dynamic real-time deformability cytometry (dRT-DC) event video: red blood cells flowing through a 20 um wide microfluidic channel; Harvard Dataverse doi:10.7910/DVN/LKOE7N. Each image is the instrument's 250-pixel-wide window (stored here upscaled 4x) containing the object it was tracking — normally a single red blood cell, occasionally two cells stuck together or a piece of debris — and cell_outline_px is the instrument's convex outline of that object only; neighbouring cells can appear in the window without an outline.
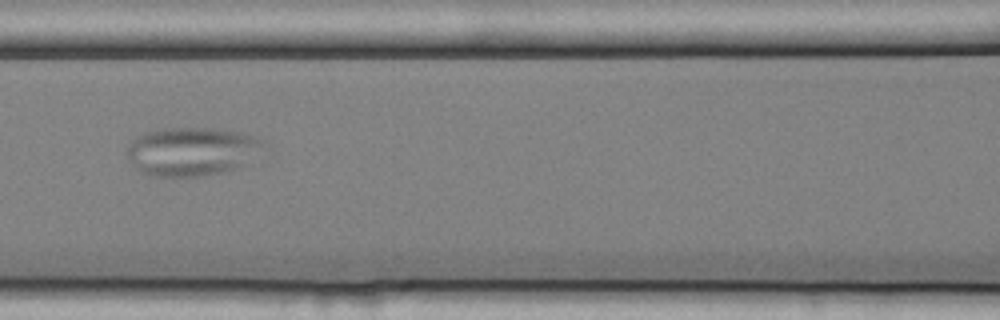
{"species": "common noctule bat (a hibernating species)", "species_latin": "Nyctalus noctula", "temperature_condition": "cold", "stored_images_in_passage": 40, "camera_frame_rate_fps": 3000, "um_per_image_px": 0.085, "animal": {"sex": "female", "body_mass_g": 25.1}, "frame": {"image": 1, "passage_image": 9, "time_ms": 2.667, "image_size_px": [1000, 320], "cell_outline_px": [[264, 144], [244, 164], [224, 172], [204, 176], [152, 176], [140, 172], [136, 168], [128, 156], [128, 148], [132, 140], [136, 136], [144, 132], [164, 128], [212, 128], [244, 132], [264, 140]], "centroid_in_image_um": [16.27, 12.85], "position_along_channel_um": 150.3, "area_um2": 38.38}}
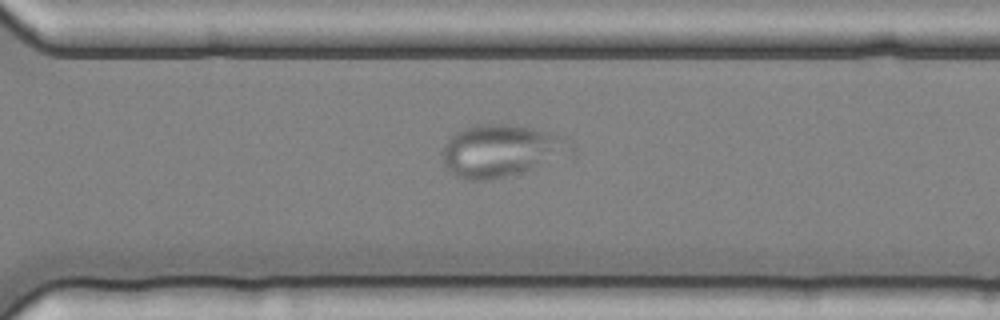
{"frame": {"image": 2, "passage_image": 24, "time_ms": 7.667, "image_size_px": [1000, 320], "cell_outline_px": [[564, 140], [532, 168], [520, 172], [488, 180], [468, 180], [456, 176], [444, 164], [440, 152], [444, 144], [456, 132], [464, 128], [476, 124], [508, 124], [532, 128], [564, 136]], "centroid_in_image_um": [42.2, 12.78], "position_along_channel_um": 328.4, "area_um2": 36.07}}
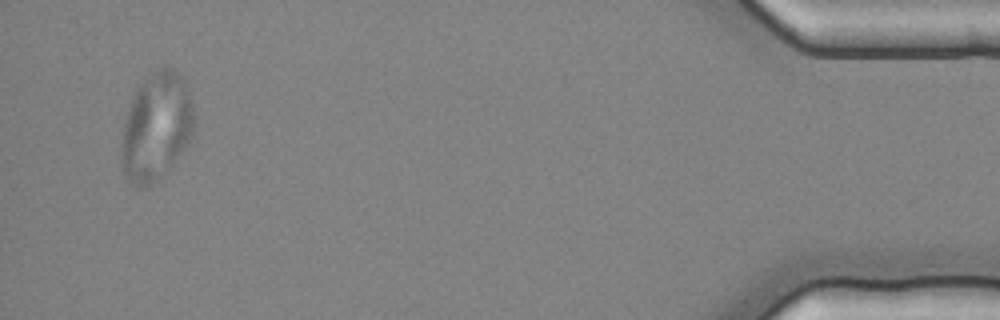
{"frame": {"image": 3, "passage_image": 38, "time_ms": 12.333, "image_size_px": [1000, 320], "cell_outline_px": [[192, 136], [188, 144], [164, 176], [144, 188], [140, 188], [128, 180], [124, 172], [120, 160], [120, 144], [124, 120], [132, 96], [136, 88], [152, 72], [164, 64], [172, 68], [184, 80], [192, 108]], "centroid_in_image_um": [13.24, 10.8], "position_along_channel_um": 422.0, "area_um2": 45.84}}